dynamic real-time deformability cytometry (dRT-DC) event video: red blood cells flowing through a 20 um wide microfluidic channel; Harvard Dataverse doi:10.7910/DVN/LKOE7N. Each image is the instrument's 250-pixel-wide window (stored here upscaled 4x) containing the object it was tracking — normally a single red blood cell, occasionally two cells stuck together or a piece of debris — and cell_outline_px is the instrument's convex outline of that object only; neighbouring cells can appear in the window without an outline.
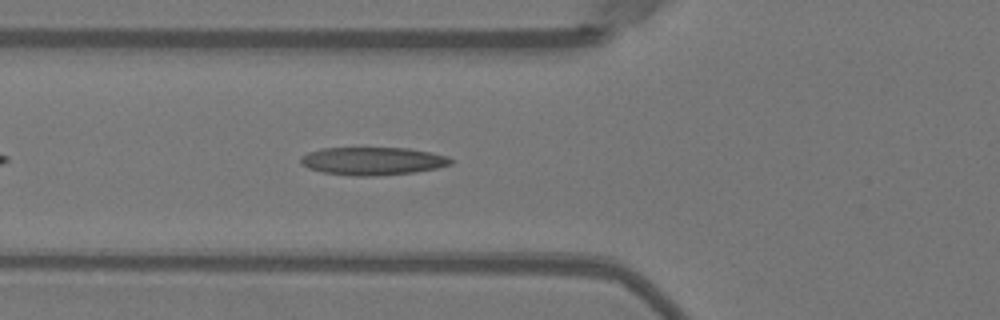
{"species": "Egyptian fruit bat (a non-hibernating species)", "species_latin": "Rousettus aegyptiacus", "temperature_condition": "warm", "stored_images_in_passage": 36, "camera_frame_rate_fps": 3000, "um_per_image_px": 0.085, "animal": {"sex": "female"}, "frame": {"image": 1, "passage_image": 6, "time_ms": 1.667, "image_size_px": [1000, 320], "cell_outline_px": [[452, 164], [436, 168], [412, 172], [376, 176], [352, 176], [320, 172], [308, 168], [300, 160], [300, 156], [308, 152], [320, 148], [408, 148], [432, 152], [448, 156], [452, 160]], "centroid_in_image_um": [31.66, 13.68], "position_along_channel_um": 94.1, "area_um2": 24.51}}
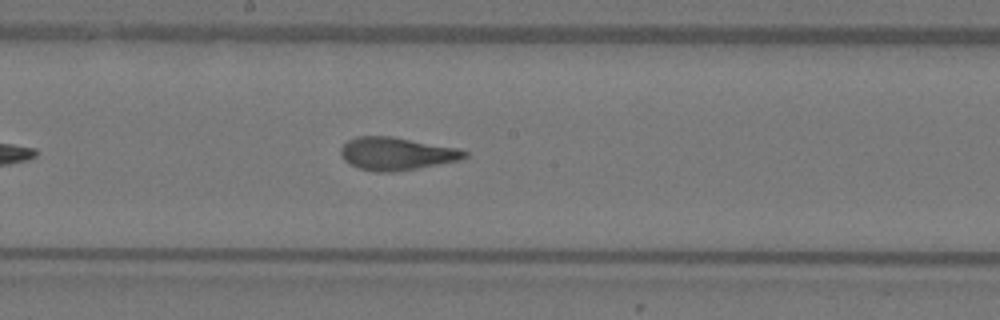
{"frame": {"image": 2, "passage_image": 15, "time_ms": 4.667, "image_size_px": [1000, 320], "cell_outline_px": [[468, 156], [460, 160], [416, 168], [392, 172], [376, 172], [360, 168], [344, 160], [340, 156], [340, 148], [348, 140], [356, 136], [392, 136], [460, 148], [468, 152]], "centroid_in_image_um": [33.71, 13.05], "position_along_channel_um": 214.5, "area_um2": 23.7}}
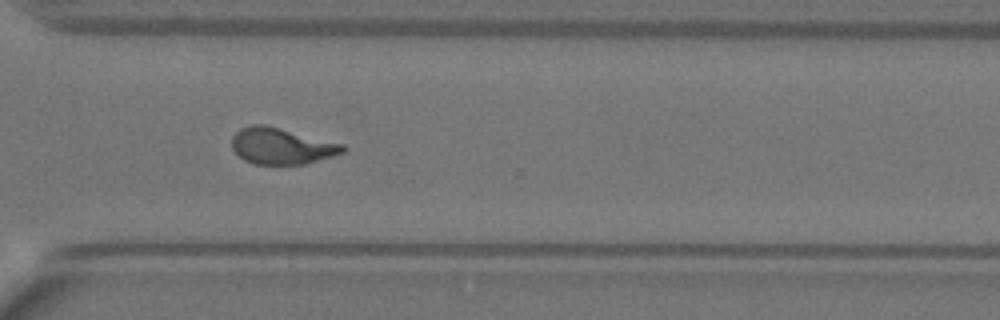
{"frame": {"image": 3, "passage_image": 25, "time_ms": 8.0, "image_size_px": [1000, 320], "cell_outline_px": [[348, 148], [344, 152], [332, 156], [304, 164], [256, 164], [244, 160], [232, 148], [232, 136], [240, 128], [252, 124], [264, 124], [344, 144]], "centroid_in_image_um": [23.93, 12.4], "position_along_channel_um": 346.7, "area_um2": 23.35}}